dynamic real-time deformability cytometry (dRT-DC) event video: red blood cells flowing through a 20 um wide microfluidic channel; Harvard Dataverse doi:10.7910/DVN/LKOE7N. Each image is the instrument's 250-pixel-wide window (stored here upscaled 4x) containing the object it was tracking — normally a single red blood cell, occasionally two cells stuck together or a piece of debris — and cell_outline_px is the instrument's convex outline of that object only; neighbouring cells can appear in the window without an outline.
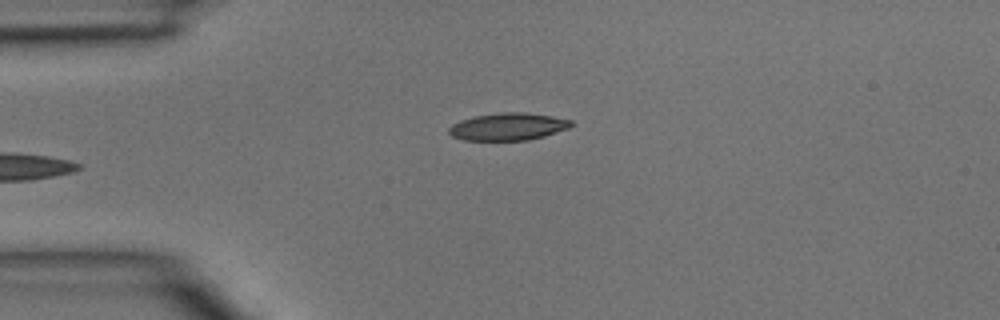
{"species": "common noctule bat (a hibernating species)", "species_latin": "Nyctalus noctula", "temperature_condition": "room temperature", "stored_images_in_passage": 3, "camera_frame_rate_fps": 3000, "um_per_image_px": 0.085, "animal": {"sex": "male", "body_mass_g": 15.6}, "frame": {"image": 1, "passage_image": 3, "time_ms": 0.667, "image_size_px": [1000, 320], "cell_outline_px": [[572, 124], [568, 128], [544, 136], [528, 140], [464, 140], [452, 136], [448, 132], [448, 128], [452, 124], [460, 120], [472, 116], [500, 112], [524, 112], [552, 116], [572, 120]], "centroid_in_image_um": [43.15, 10.75], "position_along_channel_um": 41.9, "area_um2": 19.54}}